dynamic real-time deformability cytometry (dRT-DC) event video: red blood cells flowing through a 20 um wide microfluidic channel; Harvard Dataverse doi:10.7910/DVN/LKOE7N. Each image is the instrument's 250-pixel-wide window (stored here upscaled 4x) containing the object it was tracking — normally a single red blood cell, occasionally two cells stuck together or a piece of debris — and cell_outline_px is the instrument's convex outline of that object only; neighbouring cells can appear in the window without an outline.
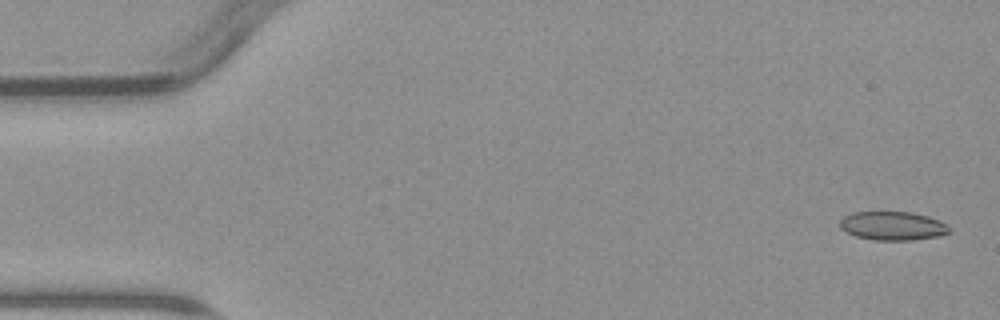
{"species": "common noctule bat (a hibernating species)", "species_latin": "Nyctalus noctula", "temperature_condition": "warm", "stored_images_in_passage": 5, "camera_frame_rate_fps": 3000, "um_per_image_px": 0.085, "animal": {"sex": "male", "body_mass_g": 23.1, "forearm_length_mm": 52.7}, "frame": {"image": 1, "passage_image": 1, "time_ms": 0.0, "image_size_px": [1000, 320], "cell_outline_px": [[952, 232], [936, 236], [912, 240], [876, 240], [856, 236], [844, 232], [840, 228], [840, 220], [844, 216], [852, 212], [912, 212], [928, 216], [940, 220], [948, 224]], "centroid_in_image_um": [75.89, 19.19], "position_along_channel_um": 9.1, "area_um2": 18.44}}
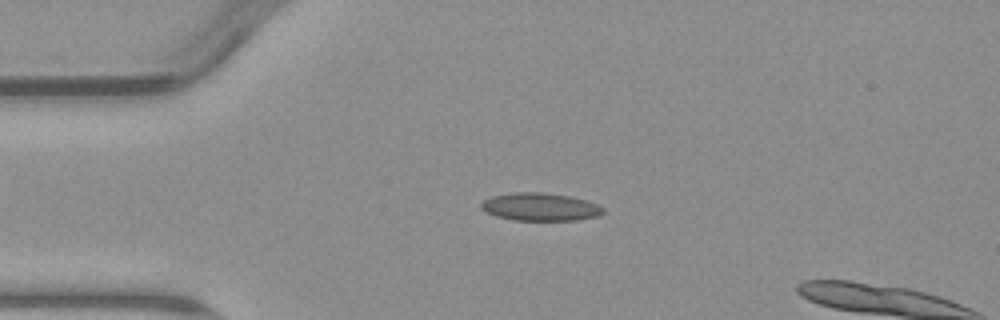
{"frame": {"image": 2, "passage_image": 4, "time_ms": 3.667, "image_size_px": [1000, 320], "cell_outline_px": [[604, 212], [600, 216], [576, 220], [512, 220], [496, 216], [484, 212], [480, 208], [480, 204], [484, 200], [492, 196], [512, 192], [540, 192], [568, 196], [588, 200], [604, 208]], "centroid_in_image_um": [45.9, 17.59], "position_along_channel_um": 39.1, "area_um2": 19.94}}